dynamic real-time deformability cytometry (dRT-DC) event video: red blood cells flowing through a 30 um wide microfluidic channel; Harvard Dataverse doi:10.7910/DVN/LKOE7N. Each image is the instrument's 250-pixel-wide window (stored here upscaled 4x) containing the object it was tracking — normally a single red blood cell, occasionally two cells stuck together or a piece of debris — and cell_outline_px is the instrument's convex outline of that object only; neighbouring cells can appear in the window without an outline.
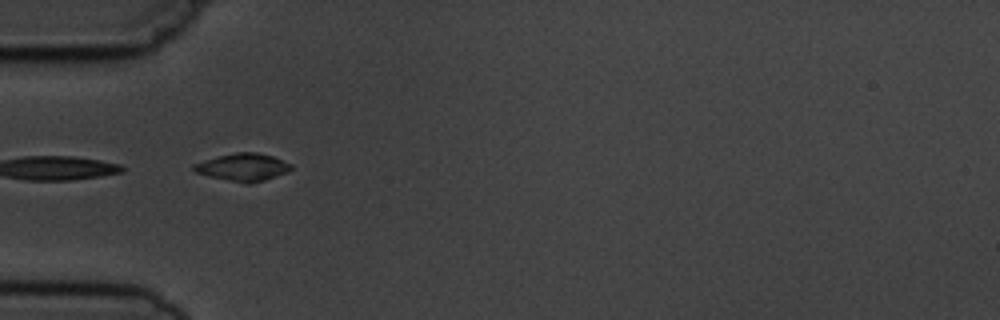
{"species": "common noctule bat (a hibernating species)", "species_latin": "Nyctalus noctula", "temperature_condition": "cold", "stored_images_in_passage": 9, "camera_frame_rate_fps": 3000, "um_per_image_px": 0.085, "animal": {"sex": "male", "body_mass_g": 19.5, "forearm_length_mm": 54.6}, "frame": {"image": 1, "passage_image": 5, "time_ms": 4.667, "image_size_px": [1000, 320], "cell_outline_px": [[292, 168], [288, 172], [264, 180], [248, 184], [208, 176], [196, 172], [192, 168], [192, 164], [204, 160], [236, 152], [256, 152], [272, 156], [292, 164]], "centroid_in_image_um": [20.65, 14.21], "position_along_channel_um": 64.3, "area_um2": 15.49}}
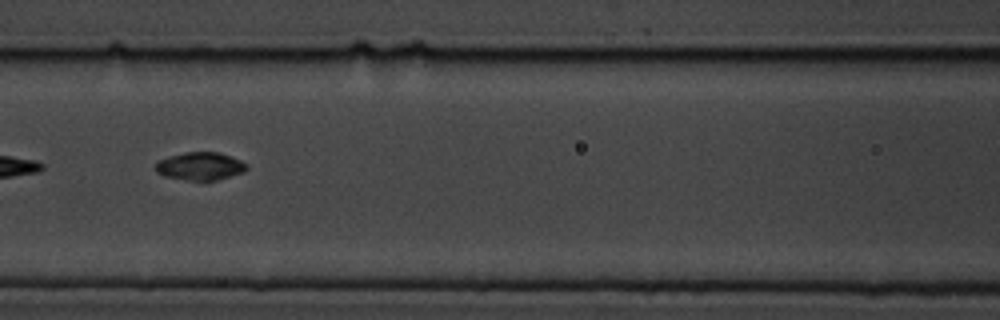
{"frame": {"image": 2, "passage_image": 7, "time_ms": 7.0, "image_size_px": [1000, 320], "cell_outline_px": [[248, 168], [244, 172], [216, 180], [188, 180], [164, 176], [156, 172], [156, 164], [160, 160], [168, 156], [184, 152], [220, 152], [240, 160], [248, 164]], "centroid_in_image_um": [17.03, 14.12], "position_along_channel_um": 149.6, "area_um2": 14.8}}
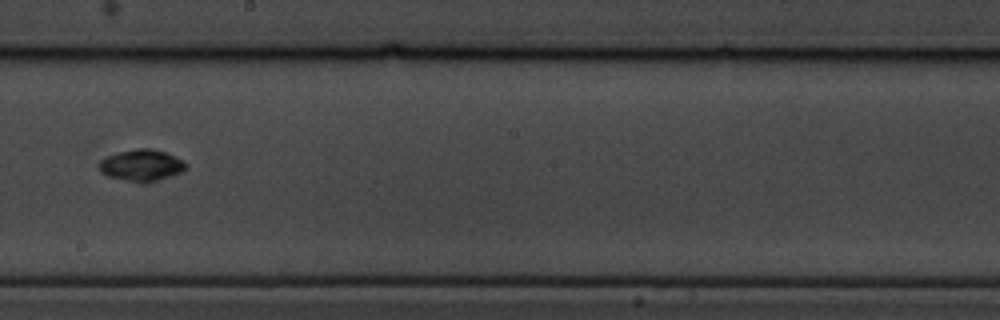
{"frame": {"image": 3, "passage_image": 9, "time_ms": 9.333, "image_size_px": [1000, 320], "cell_outline_px": [[188, 168], [180, 172], [148, 184], [140, 184], [108, 176], [100, 172], [100, 160], [108, 156], [120, 152], [136, 148], [152, 148], [164, 152], [188, 164]], "centroid_in_image_um": [12.03, 14.08], "position_along_channel_um": 236.2, "area_um2": 15.95}}